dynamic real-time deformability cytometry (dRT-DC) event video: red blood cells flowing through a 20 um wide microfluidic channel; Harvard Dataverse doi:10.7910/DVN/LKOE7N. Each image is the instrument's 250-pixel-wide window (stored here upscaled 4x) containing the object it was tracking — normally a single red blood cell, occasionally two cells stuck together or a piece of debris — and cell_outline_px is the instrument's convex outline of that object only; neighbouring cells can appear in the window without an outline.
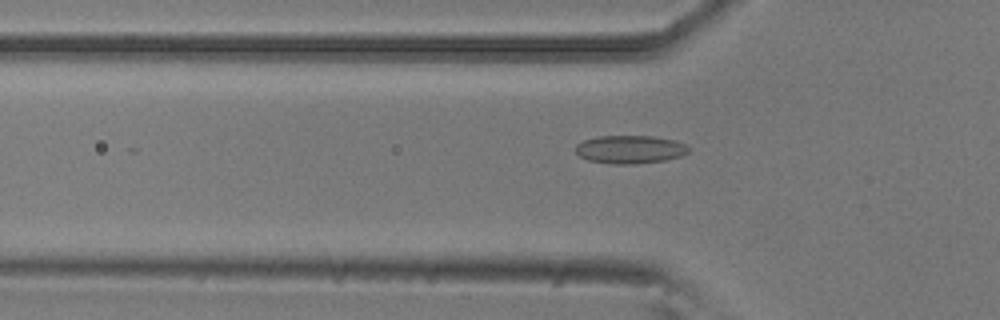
{"species": "common noctule bat (a hibernating species)", "species_latin": "Nyctalus noctula", "temperature_condition": "room temperature", "stored_images_in_passage": 11, "camera_frame_rate_fps": 3000, "um_per_image_px": 0.085, "animal": {"sex": "male", "body_mass_g": 20.5, "forearm_length_mm": 52.5}, "frame": {"image": 1, "passage_image": 3, "time_ms": 0.667, "image_size_px": [1000, 320], "cell_outline_px": [[692, 148], [688, 152], [680, 156], [664, 160], [636, 164], [612, 164], [588, 160], [580, 156], [576, 152], [576, 144], [584, 140], [596, 136], [652, 136], [676, 140]], "centroid_in_image_um": [53.56, 12.69], "position_along_channel_um": 72.2, "area_um2": 18.61}}
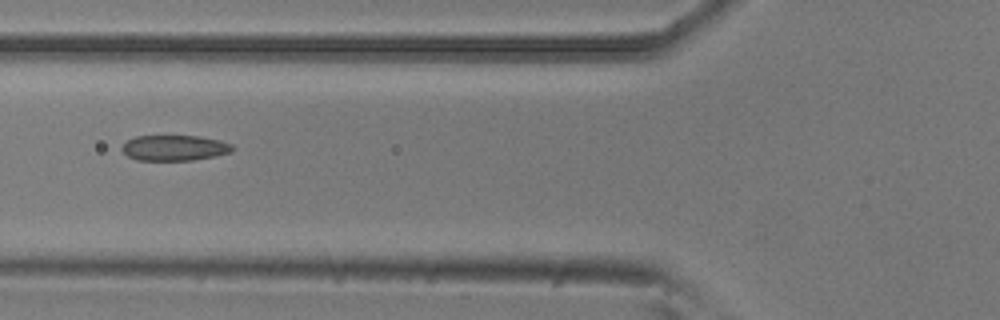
{"frame": {"image": 2, "passage_image": 6, "time_ms": 1.667, "image_size_px": [1000, 320], "cell_outline_px": [[236, 148], [232, 152], [192, 160], [136, 160], [128, 156], [120, 148], [128, 140], [136, 136], [200, 136], [220, 140], [232, 144]], "centroid_in_image_um": [14.85, 12.56], "position_along_channel_um": 110.9, "area_um2": 16.42}}
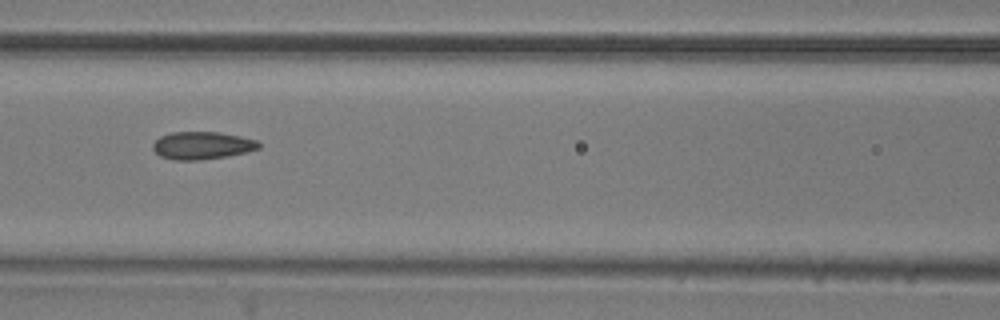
{"frame": {"image": 3, "passage_image": 9, "time_ms": 2.667, "image_size_px": [1000, 320], "cell_outline_px": [[260, 148], [248, 152], [228, 156], [196, 160], [172, 160], [160, 156], [152, 148], [152, 144], [160, 136], [172, 132], [220, 132], [240, 136], [256, 140], [260, 144]], "centroid_in_image_um": [17.18, 12.36], "position_along_channel_um": 149.4, "area_um2": 17.11}}